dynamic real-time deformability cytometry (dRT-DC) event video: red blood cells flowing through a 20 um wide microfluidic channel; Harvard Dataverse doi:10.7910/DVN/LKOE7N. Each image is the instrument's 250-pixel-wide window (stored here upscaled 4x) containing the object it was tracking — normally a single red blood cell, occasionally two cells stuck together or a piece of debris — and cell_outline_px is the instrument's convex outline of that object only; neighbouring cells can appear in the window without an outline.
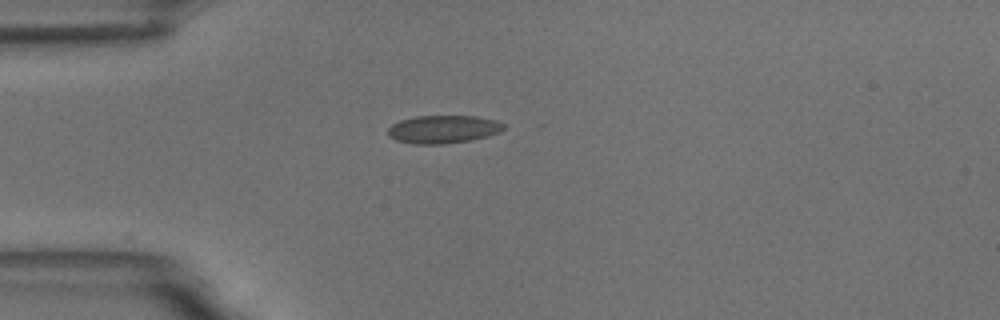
{"species": "common noctule bat (a hibernating species)", "species_latin": "Nyctalus noctula", "temperature_condition": "room temperature", "stored_images_in_passage": 41, "camera_frame_rate_fps": 3000, "um_per_image_px": 0.085, "animal": {"sex": "male", "body_mass_g": 18.8}, "frame": {"image": 1, "passage_image": 1, "time_ms": 0.0, "image_size_px": [1000, 320], "cell_outline_px": [[504, 128], [500, 132], [488, 136], [472, 140], [444, 144], [416, 144], [396, 140], [388, 136], [388, 128], [392, 124], [400, 120], [416, 116], [476, 116], [496, 120], [504, 124]], "centroid_in_image_um": [37.67, 10.99], "position_along_channel_um": 47.3, "area_um2": 18.96}}
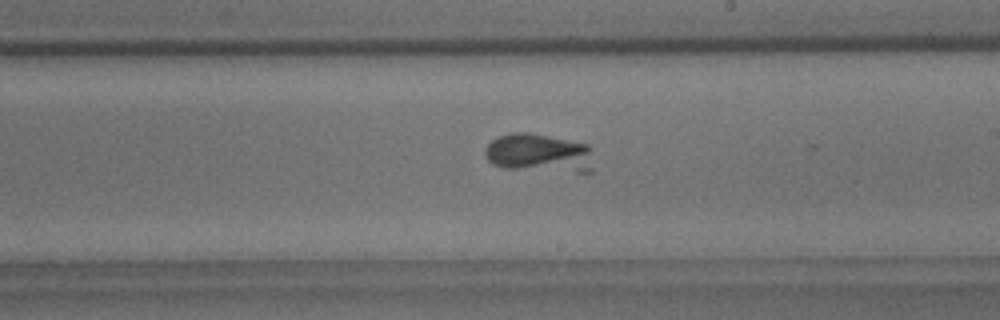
{"frame": {"image": 2, "passage_image": 18, "time_ms": 5.667, "image_size_px": [1000, 320], "cell_outline_px": [[592, 172], [576, 172], [504, 168], [492, 164], [488, 160], [484, 152], [484, 148], [492, 140], [500, 136], [512, 132], [528, 132], [588, 144], [592, 148]], "centroid_in_image_um": [45.82, 13.01], "position_along_channel_um": 243.2, "area_um2": 24.68}}
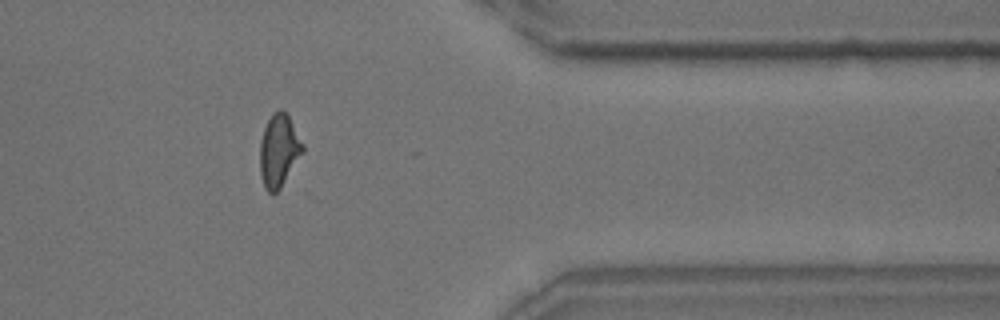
{"frame": {"image": 3, "passage_image": 31, "time_ms": 10.0, "image_size_px": [1000, 320], "cell_outline_px": [[304, 152], [280, 188], [272, 196], [264, 188], [260, 176], [260, 140], [264, 128], [272, 112], [280, 108], [288, 116], [304, 144]], "centroid_in_image_um": [23.69, 12.82], "position_along_channel_um": 387.7, "area_um2": 18.26}}